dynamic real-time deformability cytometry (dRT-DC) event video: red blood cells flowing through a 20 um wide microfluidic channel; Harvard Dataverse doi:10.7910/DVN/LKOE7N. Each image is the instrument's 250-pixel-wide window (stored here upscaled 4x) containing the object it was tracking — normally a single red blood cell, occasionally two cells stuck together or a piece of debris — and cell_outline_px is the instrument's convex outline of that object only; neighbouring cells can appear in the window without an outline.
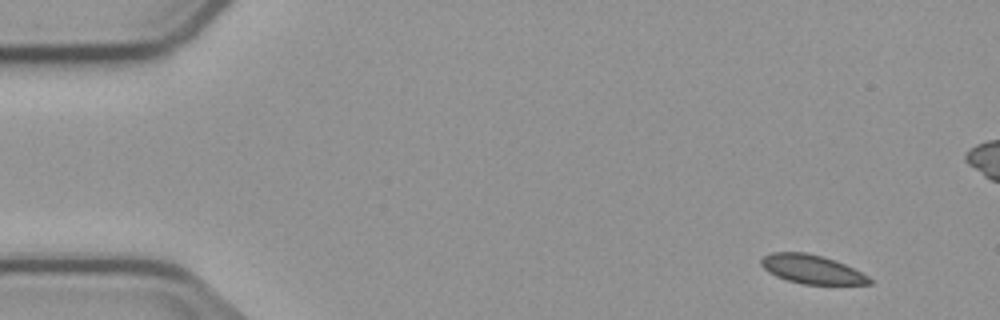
{"species": "common noctule bat (a hibernating species)", "species_latin": "Nyctalus noctula", "temperature_condition": "cold", "stored_images_in_passage": 4, "camera_frame_rate_fps": 3000, "um_per_image_px": 0.085, "animal": {"sex": "male", "body_mass_g": 23.1, "forearm_length_mm": 52.7}, "frame": {"image": 1, "passage_image": 1, "time_ms": 0.0, "image_size_px": [1000, 320], "cell_outline_px": [[872, 284], [804, 284], [788, 280], [776, 276], [768, 272], [760, 264], [760, 260], [764, 256], [772, 252], [804, 252], [824, 256], [844, 264], [868, 276], [872, 280]], "centroid_in_image_um": [68.98, 22.88], "position_along_channel_um": 16.0, "area_um2": 18.03}}